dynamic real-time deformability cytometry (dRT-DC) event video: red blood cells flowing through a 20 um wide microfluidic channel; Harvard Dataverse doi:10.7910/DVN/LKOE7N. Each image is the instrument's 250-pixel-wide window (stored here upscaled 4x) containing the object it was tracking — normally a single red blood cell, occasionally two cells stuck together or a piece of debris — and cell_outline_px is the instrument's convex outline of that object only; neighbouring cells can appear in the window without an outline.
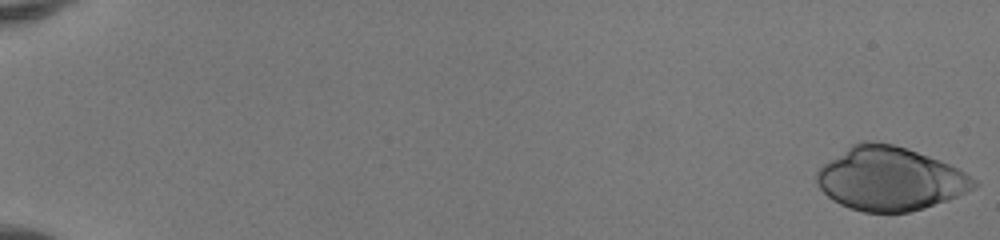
{"species": "human", "species_latin": "Homo sapiens", "temperature_condition": "room temperature", "stored_images_in_passage": 51, "camera_frame_rate_fps": 3000, "um_per_image_px": 0.085, "donor": {"sex": "female"}, "frame": {"image": 1, "passage_image": 1, "time_ms": 0.0, "image_size_px": [1000, 240], "cell_outline_px": [[980, 184], [948, 200], [924, 208], [908, 212], [864, 212], [848, 208], [832, 200], [816, 184], [816, 172], [828, 160], [852, 144], [860, 140], [872, 140], [892, 144], [940, 160], [964, 172], [976, 180]], "centroid_in_image_um": [75.6, 15.19], "position_along_channel_um": 9.4, "area_um2": 57.86}}
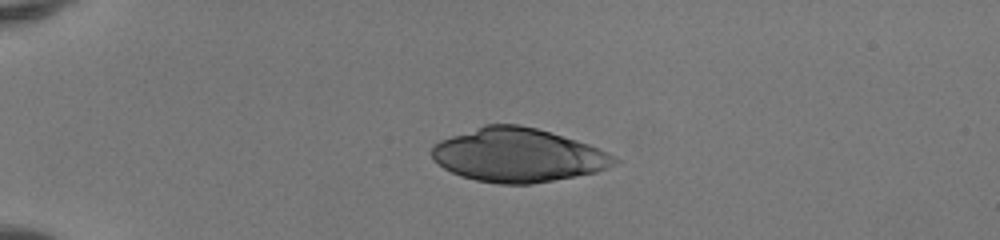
{"frame": {"image": 2, "passage_image": 14, "time_ms": 4.333, "image_size_px": [1000, 240], "cell_outline_px": [[620, 164], [596, 172], [576, 176], [532, 184], [500, 184], [476, 180], [460, 176], [444, 168], [432, 156], [432, 148], [440, 140], [484, 124], [520, 124], [536, 128], [576, 140], [588, 144], [608, 152], [616, 156], [620, 160]], "centroid_in_image_um": [44.07, 13.19], "position_along_channel_um": 40.9, "area_um2": 57.11}}
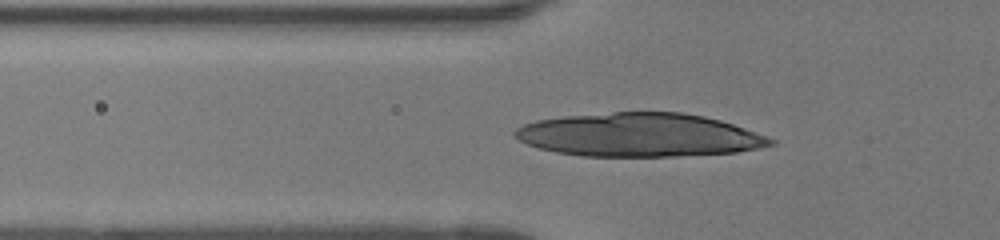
{"frame": {"image": 3, "passage_image": 20, "time_ms": 6.333, "image_size_px": [1000, 240], "cell_outline_px": [[776, 144], [760, 148], [736, 152], [676, 156], [580, 156], [556, 152], [540, 148], [528, 144], [512, 136], [512, 132], [516, 128], [524, 124], [536, 120], [564, 116], [612, 112], [680, 112], [704, 116], [720, 120], [744, 128], [776, 140]], "centroid_in_image_um": [54.33, 11.47], "position_along_channel_um": 71.5, "area_um2": 64.79}}